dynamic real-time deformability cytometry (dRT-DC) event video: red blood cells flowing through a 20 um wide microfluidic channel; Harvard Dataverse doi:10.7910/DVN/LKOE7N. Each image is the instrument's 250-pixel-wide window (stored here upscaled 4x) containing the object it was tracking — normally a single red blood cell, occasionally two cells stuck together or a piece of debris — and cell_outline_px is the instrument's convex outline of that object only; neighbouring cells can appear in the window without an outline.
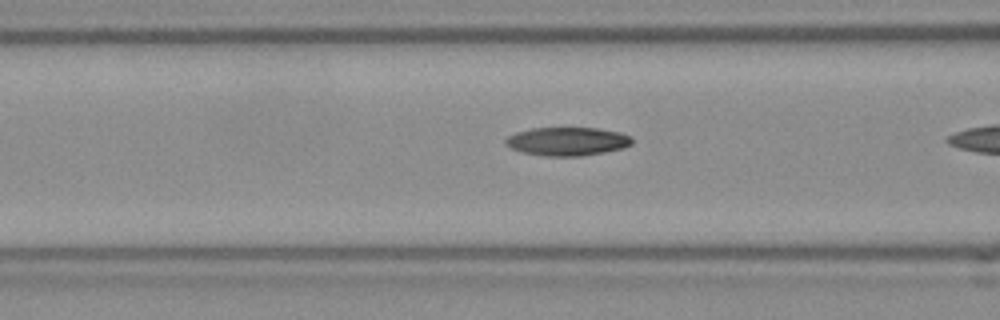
{"species": "Egyptian fruit bat (a non-hibernating species)", "species_latin": "Rousettus aegyptiacus", "temperature_condition": "room temperature", "stored_images_in_passage": 21, "camera_frame_rate_fps": 3000, "um_per_image_px": 0.085, "frame": {"image": 1, "passage_image": 17, "time_ms": 5.333, "image_size_px": [1000, 320], "cell_outline_px": [[632, 144], [620, 148], [604, 152], [580, 156], [544, 156], [524, 152], [512, 148], [504, 144], [504, 140], [508, 136], [516, 132], [532, 128], [596, 128], [620, 132], [632, 136]], "centroid_in_image_um": [48.21, 12.01], "position_along_channel_um": 118.4, "area_um2": 20.87}}
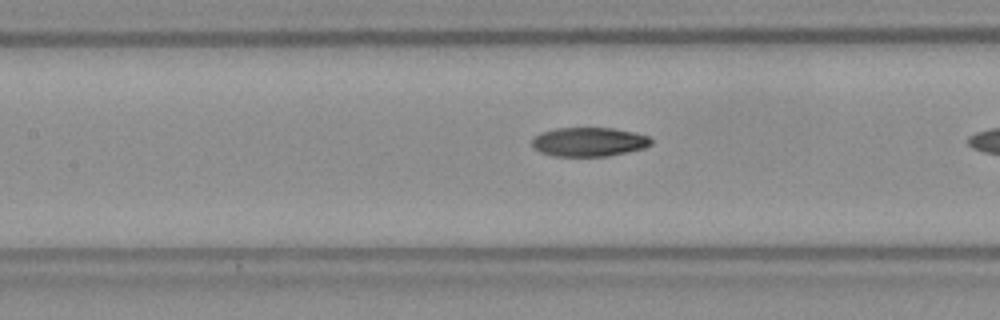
{"frame": {"image": 2, "passage_image": 20, "time_ms": 6.333, "image_size_px": [1000, 320], "cell_outline_px": [[652, 144], [644, 148], [608, 156], [556, 156], [540, 152], [532, 148], [532, 140], [540, 132], [556, 128], [616, 128], [636, 132], [648, 136], [652, 140]], "centroid_in_image_um": [50.07, 12.05], "position_along_channel_um": 157.3, "area_um2": 20.29}}